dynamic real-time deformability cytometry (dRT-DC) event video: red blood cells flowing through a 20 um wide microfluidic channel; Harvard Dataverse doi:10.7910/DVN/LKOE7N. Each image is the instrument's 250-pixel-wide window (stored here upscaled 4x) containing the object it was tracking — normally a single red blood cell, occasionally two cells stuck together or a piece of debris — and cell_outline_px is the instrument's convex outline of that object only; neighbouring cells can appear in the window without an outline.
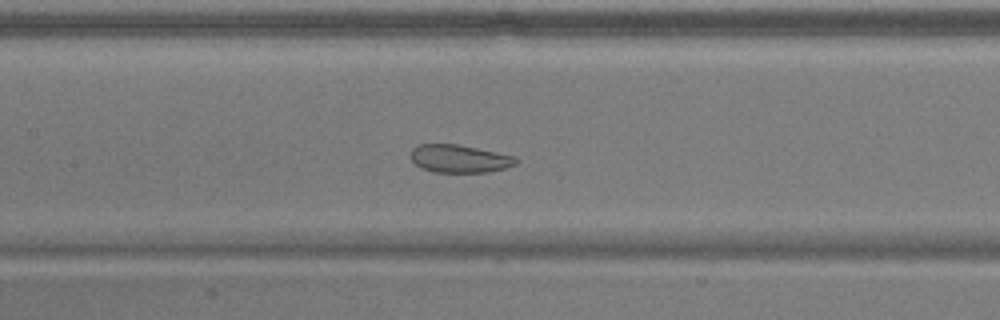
{"species": "common noctule bat (a hibernating species)", "species_latin": "Nyctalus noctula", "temperature_condition": "warm", "stored_images_in_passage": 56, "camera_frame_rate_fps": 3000, "um_per_image_px": 0.085, "animal": {"sex": "male", "body_mass_g": 17.9}, "frame": {"image": 1, "passage_image": 26, "time_ms": 8.333, "image_size_px": [1000, 320], "cell_outline_px": [[520, 160], [516, 164], [504, 168], [488, 172], [432, 172], [420, 168], [412, 160], [412, 148], [420, 144], [456, 144], [516, 156]], "centroid_in_image_um": [39.07, 13.49], "position_along_channel_um": 168.3, "area_um2": 17.05}}
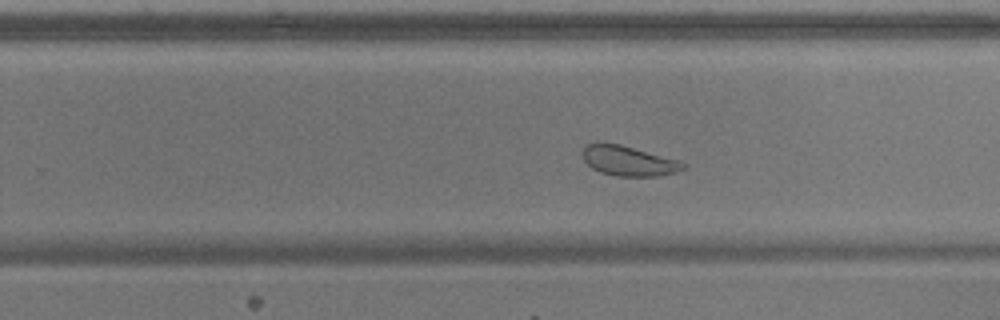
{"frame": {"image": 2, "passage_image": 35, "time_ms": 11.333, "image_size_px": [1000, 320], "cell_outline_px": [[684, 168], [676, 172], [656, 176], [616, 176], [600, 172], [592, 168], [584, 160], [580, 152], [588, 144], [620, 144], [680, 160], [684, 164]], "centroid_in_image_um": [53.42, 13.68], "position_along_channel_um": 276.4, "area_um2": 17.34}}
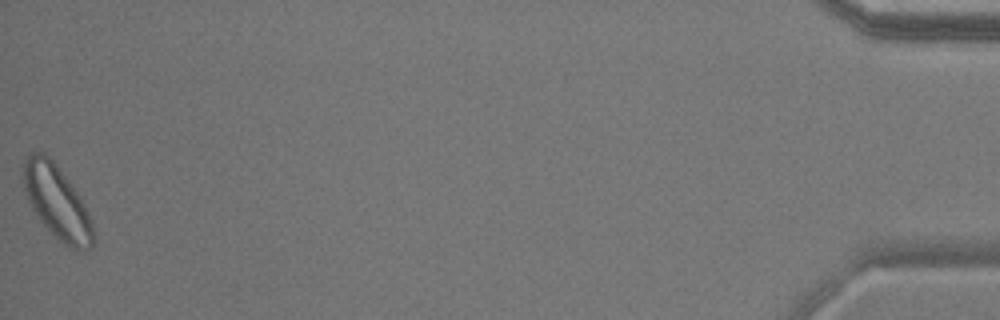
{"frame": {"image": 3, "passage_image": 56, "time_ms": 18.333, "image_size_px": [1000, 320], "cell_outline_px": [[92, 248], [68, 248], [56, 240], [40, 220], [32, 208], [28, 200], [24, 188], [24, 164], [28, 156], [32, 152], [44, 152], [56, 164], [76, 192], [84, 204], [92, 220]], "centroid_in_image_um": [4.83, 17.2], "position_along_channel_um": 430.4, "area_um2": 29.25}, "authors_computed_cell_mechanics": {"area_um2": 24.565, "velocity_mm_per_s": 3.6128, "shape_relaxation_time_tau1_ms": null, "shape_relaxation_time_tau2_ms": 3.048, "deformation_change_tau1": null, "deformation_change_tau2": 0.0934}}